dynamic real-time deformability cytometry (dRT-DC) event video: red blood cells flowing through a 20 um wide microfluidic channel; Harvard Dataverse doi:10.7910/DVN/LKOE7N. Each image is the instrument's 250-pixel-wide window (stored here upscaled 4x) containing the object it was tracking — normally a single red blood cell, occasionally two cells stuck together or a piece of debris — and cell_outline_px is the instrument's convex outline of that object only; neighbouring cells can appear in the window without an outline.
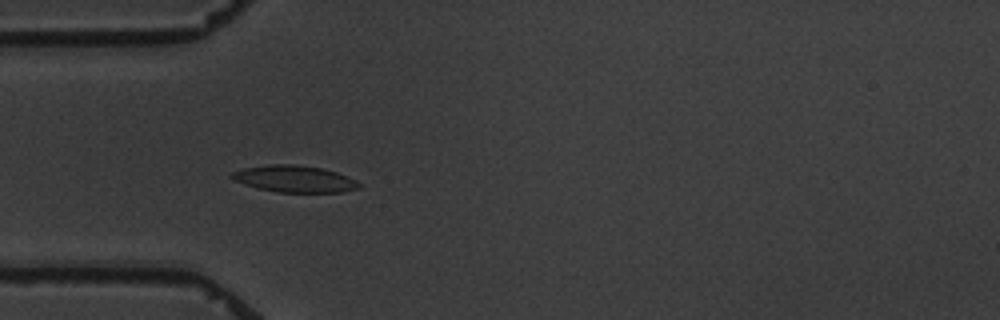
{"species": "common noctule bat (a hibernating species)", "species_latin": "Nyctalus noctula", "temperature_condition": "warm", "stored_images_in_passage": 5, "camera_frame_rate_fps": 3000, "um_per_image_px": 0.085, "animal": {"sex": "male", "body_mass_g": 19.5, "forearm_length_mm": 54.6}, "frame": {"image": 1, "passage_image": 4, "time_ms": 3.333, "image_size_px": [1000, 320], "cell_outline_px": [[360, 188], [340, 192], [276, 192], [256, 188], [232, 180], [228, 176], [232, 172], [244, 168], [268, 164], [296, 164], [320, 168], [336, 172], [356, 180], [360, 184]], "centroid_in_image_um": [24.98, 15.2], "position_along_channel_um": 60.0, "area_um2": 19.88}}
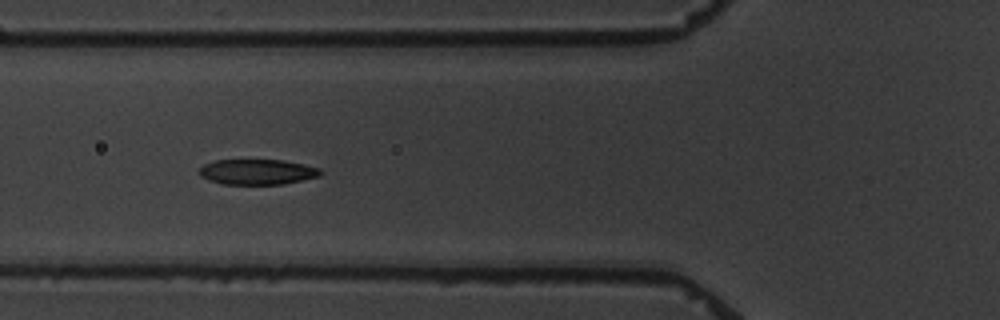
{"frame": {"image": 2, "passage_image": 5, "time_ms": 4.667, "image_size_px": [1000, 320], "cell_outline_px": [[324, 172], [320, 176], [284, 184], [224, 184], [208, 180], [200, 176], [200, 168], [204, 164], [216, 160], [284, 160], [304, 164], [320, 168]], "centroid_in_image_um": [21.91, 14.61], "position_along_channel_um": 103.9, "area_um2": 17.98}}